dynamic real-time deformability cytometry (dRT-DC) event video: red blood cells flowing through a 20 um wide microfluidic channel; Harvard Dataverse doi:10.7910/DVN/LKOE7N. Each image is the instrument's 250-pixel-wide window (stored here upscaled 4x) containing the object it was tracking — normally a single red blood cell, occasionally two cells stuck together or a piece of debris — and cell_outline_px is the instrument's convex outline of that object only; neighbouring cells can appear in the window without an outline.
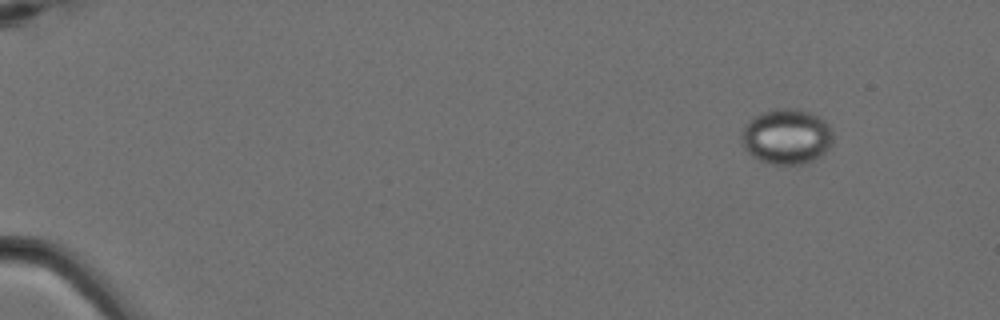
{"species": "Egyptian fruit bat (a non-hibernating species)", "species_latin": "Rousettus aegyptiacus", "temperature_condition": "cold", "stored_images_in_passage": 4, "camera_frame_rate_fps": 3000, "um_per_image_px": 0.085, "animal": {"sex": "female"}, "frame": {"image": 1, "passage_image": 1, "time_ms": 0.0, "image_size_px": [1000, 320], "cell_outline_px": [[832, 144], [820, 156], [804, 164], [772, 164], [760, 160], [752, 156], [744, 148], [740, 140], [740, 132], [748, 120], [752, 116], [776, 108], [800, 108], [812, 112], [824, 120], [832, 128]], "centroid_in_image_um": [66.84, 11.58], "position_along_channel_um": 18.2, "area_um2": 29.94}}
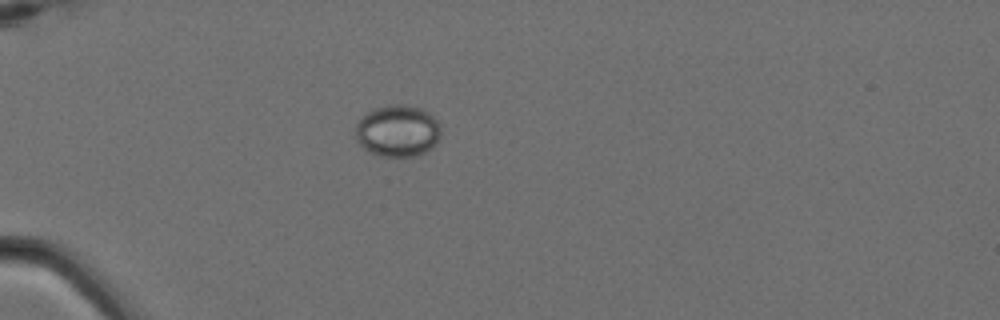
{"frame": {"image": 2, "passage_image": 4, "time_ms": 1.0, "image_size_px": [1000, 320], "cell_outline_px": [[440, 136], [432, 148], [416, 156], [380, 156], [364, 148], [356, 140], [356, 124], [368, 112], [376, 108], [392, 104], [400, 104], [420, 108], [428, 112], [440, 124]], "centroid_in_image_um": [33.81, 11.13], "position_along_channel_um": 51.2, "area_um2": 25.49}}